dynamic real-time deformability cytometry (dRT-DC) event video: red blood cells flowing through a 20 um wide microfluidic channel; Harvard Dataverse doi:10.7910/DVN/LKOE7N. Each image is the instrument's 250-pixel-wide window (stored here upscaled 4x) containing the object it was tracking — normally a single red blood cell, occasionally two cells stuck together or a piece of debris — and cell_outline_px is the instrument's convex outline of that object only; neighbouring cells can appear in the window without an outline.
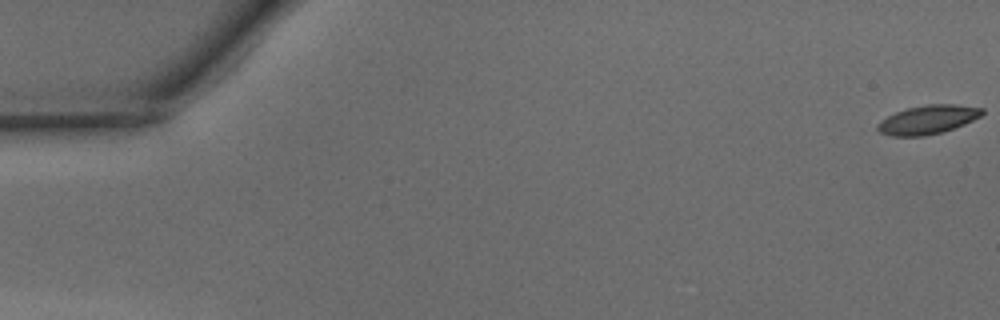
{"species": "common noctule bat (a hibernating species)", "species_latin": "Nyctalus noctula", "temperature_condition": "warm", "stored_images_in_passage": 50, "camera_frame_rate_fps": 3000, "um_per_image_px": 0.085, "animal": {"sex": "male", "body_mass_g": 15.6}, "frame": {"image": 1, "passage_image": 1, "time_ms": 0.0, "image_size_px": [1000, 320], "cell_outline_px": [[984, 112], [980, 116], [964, 124], [940, 132], [924, 136], [892, 136], [880, 132], [876, 128], [876, 124], [888, 116], [896, 112], [908, 108], [928, 104], [956, 104], [984, 108]], "centroid_in_image_um": [78.86, 10.16], "position_along_channel_um": 6.1, "area_um2": 17.34}}
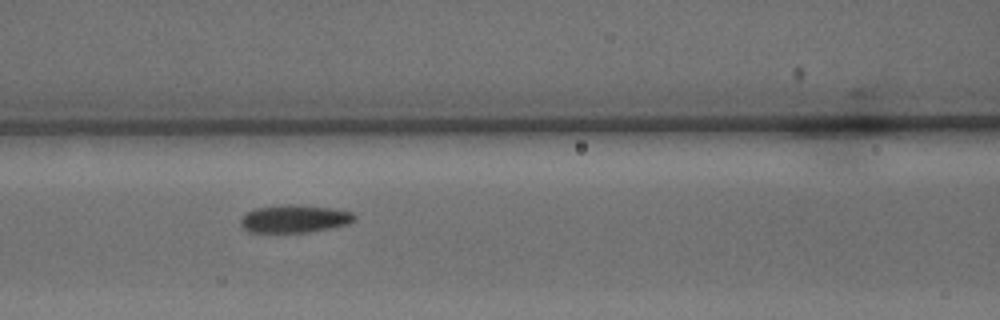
{"frame": {"image": 2, "passage_image": 22, "time_ms": 7.0, "image_size_px": [1000, 320], "cell_outline_px": [[356, 220], [348, 224], [332, 228], [308, 232], [248, 232], [240, 224], [240, 220], [248, 212], [256, 208], [284, 204], [328, 208], [352, 212], [356, 216]], "centroid_in_image_um": [25.04, 18.61], "position_along_channel_um": 141.6, "area_um2": 18.21}}
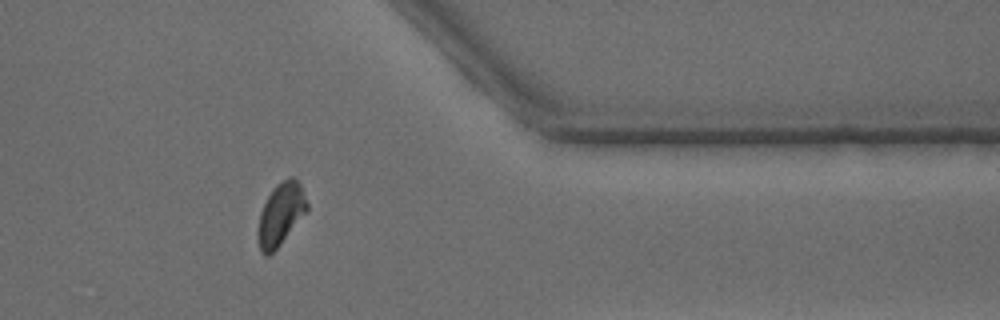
{"frame": {"image": 3, "passage_image": 41, "time_ms": 13.333, "image_size_px": [1000, 320], "cell_outline_px": [[308, 208], [280, 244], [268, 256], [264, 256], [260, 252], [260, 212], [272, 188], [276, 184], [288, 176], [292, 176], [300, 184], [308, 204]], "centroid_in_image_um": [23.88, 18.15], "position_along_channel_um": 387.5, "area_um2": 17.11}, "authors_computed_cell_mechanics": {"area_um2": 17.8313, "velocity_mm_per_s": 4.1394, "shape_relaxation_time_tau1_ms": 3.9687, "shape_relaxation_time_tau2_ms": 2.2518, "deformation_change_tau1": 0.106, "deformation_change_tau2": 0.0888}}